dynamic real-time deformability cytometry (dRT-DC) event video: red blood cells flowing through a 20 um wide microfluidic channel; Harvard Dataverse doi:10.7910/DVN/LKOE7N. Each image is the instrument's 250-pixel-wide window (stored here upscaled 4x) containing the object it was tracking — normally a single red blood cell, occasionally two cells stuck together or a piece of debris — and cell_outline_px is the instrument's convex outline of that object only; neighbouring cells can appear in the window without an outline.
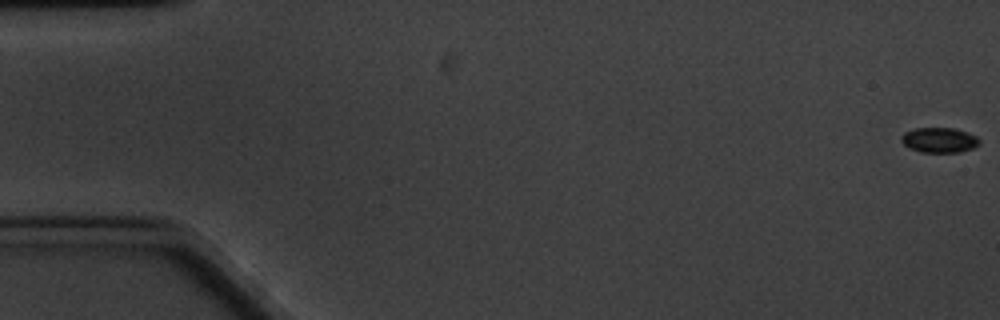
{"species": "common noctule bat (a hibernating species)", "species_latin": "Nyctalus noctula", "temperature_condition": "cold", "stored_images_in_passage": 62, "camera_frame_rate_fps": 3000, "um_per_image_px": 0.085, "animal": {"sex": "male", "body_mass_g": 20.1, "forearm_length_mm": 53.5}, "frame": {"image": 1, "passage_image": 1, "time_ms": 0.0, "image_size_px": [1000, 320], "cell_outline_px": [[980, 144], [972, 148], [960, 152], [920, 152], [904, 144], [900, 140], [900, 136], [904, 132], [912, 128], [952, 128], [968, 132], [976, 136], [980, 140]], "centroid_in_image_um": [79.83, 11.89], "position_along_channel_um": 5.2, "area_um2": 11.44}}
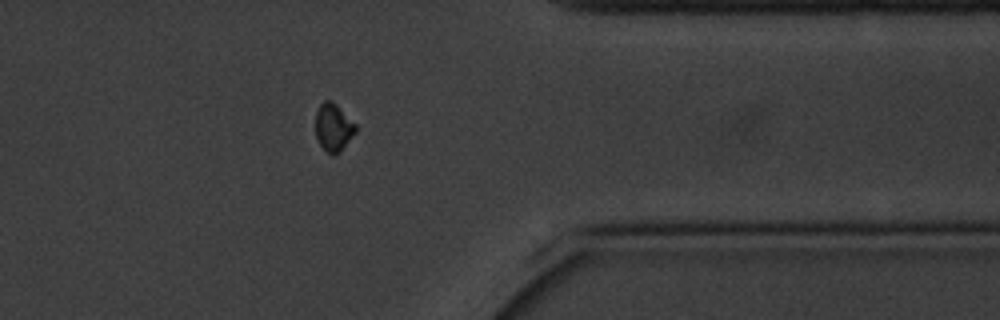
{"frame": {"image": 2, "passage_image": 50, "time_ms": 16.333, "image_size_px": [1000, 320], "cell_outline_px": [[356, 132], [340, 152], [332, 156], [320, 144], [316, 136], [316, 112], [320, 104], [324, 100], [332, 100], [356, 124]], "centroid_in_image_um": [28.35, 10.82], "position_along_channel_um": 383.1, "area_um2": 11.1}}
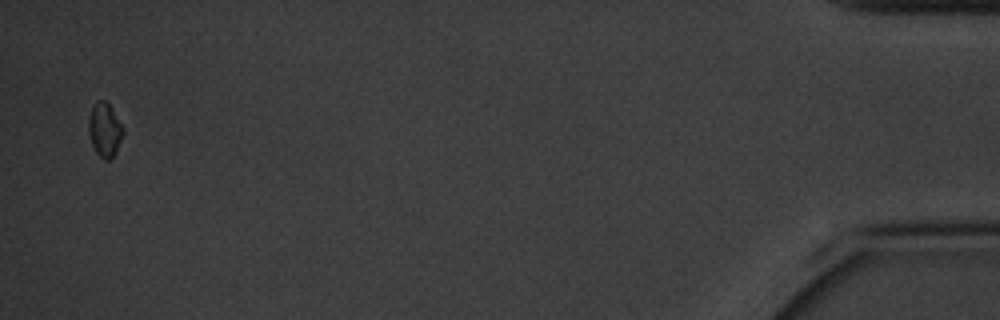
{"frame": {"image": 3, "passage_image": 61, "time_ms": 20.0, "image_size_px": [1000, 320], "cell_outline_px": [[124, 132], [116, 152], [108, 160], [104, 160], [96, 152], [92, 144], [88, 132], [88, 120], [92, 108], [96, 100], [104, 100], [108, 104], [124, 128]], "centroid_in_image_um": [8.89, 11.04], "position_along_channel_um": 426.3, "area_um2": 10.69}}